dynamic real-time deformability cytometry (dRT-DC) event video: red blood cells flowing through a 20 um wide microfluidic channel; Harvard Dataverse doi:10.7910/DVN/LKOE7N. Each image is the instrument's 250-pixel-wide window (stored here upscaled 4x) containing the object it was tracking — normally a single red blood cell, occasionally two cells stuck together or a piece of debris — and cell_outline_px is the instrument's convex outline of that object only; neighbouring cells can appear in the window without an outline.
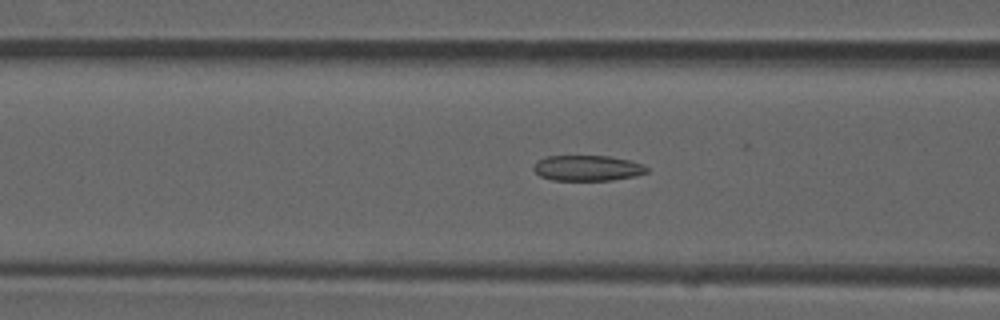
{"species": "common noctule bat (a hibernating species)", "species_latin": "Nyctalus noctula", "temperature_condition": "room temperature", "stored_images_in_passage": 49, "camera_frame_rate_fps": 3000, "um_per_image_px": 0.085, "animal": {"sex": "male", "forearm_length_mm": 52.5}, "frame": {"image": 1, "passage_image": 18, "time_ms": 5.667, "image_size_px": [1000, 320], "cell_outline_px": [[648, 172], [636, 176], [612, 180], [552, 180], [540, 176], [532, 168], [536, 160], [548, 156], [608, 156], [628, 160], [644, 164], [648, 168]], "centroid_in_image_um": [49.93, 14.29], "position_along_channel_um": 116.7, "area_um2": 16.94}}
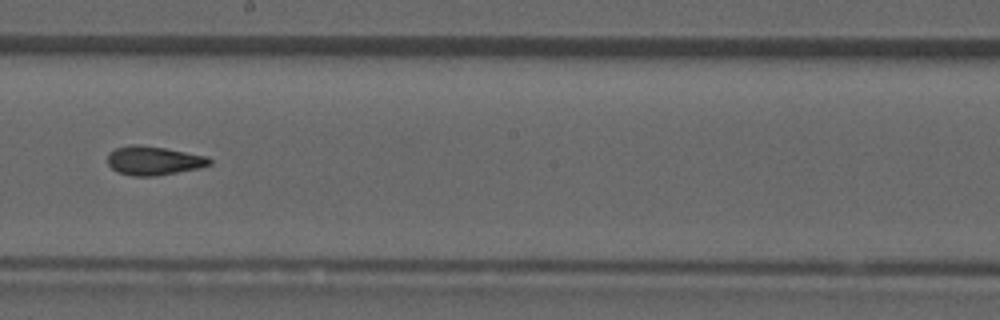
{"frame": {"image": 2, "passage_image": 27, "time_ms": 8.667, "image_size_px": [1000, 320], "cell_outline_px": [[212, 164], [200, 168], [156, 176], [132, 176], [120, 172], [112, 168], [108, 164], [108, 152], [116, 148], [128, 144], [136, 144], [164, 148], [208, 156], [212, 160]], "centroid_in_image_um": [13.08, 13.65], "position_along_channel_um": 235.1, "area_um2": 17.22}}
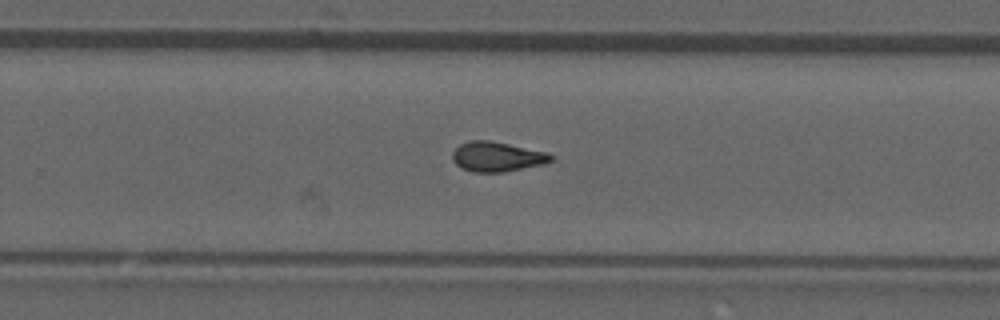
{"frame": {"image": 3, "passage_image": 31, "time_ms": 10.0, "image_size_px": [1000, 320], "cell_outline_px": [[556, 156], [552, 160], [544, 164], [504, 172], [472, 172], [460, 168], [452, 160], [452, 152], [460, 144], [468, 140], [488, 140], [548, 152]], "centroid_in_image_um": [42.24, 13.32], "position_along_channel_um": 287.6, "area_um2": 17.28}, "authors_computed_cell_mechanics": {"area_um2": 17.1088, "velocity_mm_per_s": 3.9552, "shape_relaxation_time_tau1_ms": null, "shape_relaxation_time_tau2_ms": 2.5634, "deformation_change_tau1": null, "deformation_change_tau2": 0.0934}}